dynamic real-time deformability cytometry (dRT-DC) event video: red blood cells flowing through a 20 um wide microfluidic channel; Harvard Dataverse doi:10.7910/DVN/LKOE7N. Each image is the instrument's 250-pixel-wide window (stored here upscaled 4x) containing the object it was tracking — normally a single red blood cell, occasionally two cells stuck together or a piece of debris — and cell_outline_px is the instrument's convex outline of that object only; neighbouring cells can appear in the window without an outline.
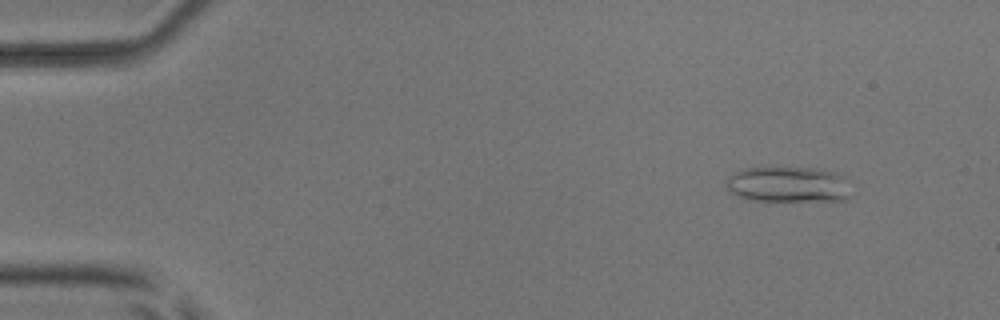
{"species": "common noctule bat (a hibernating species)", "species_latin": "Nyctalus noctula", "temperature_condition": "room temperature", "stored_images_in_passage": 53, "camera_frame_rate_fps": 3000, "um_per_image_px": 0.085, "animal": {"sex": "male", "body_mass_g": 17.9, "forearm_length_mm": 54.2}, "frame": {"image": 1, "passage_image": 6, "time_ms": 1.667, "image_size_px": [1000, 320], "cell_outline_px": [[848, 196], [844, 200], [752, 200], [740, 196], [732, 192], [728, 188], [724, 180], [728, 176], [744, 168], [820, 168], [832, 172], [840, 176], [844, 180]], "centroid_in_image_um": [66.92, 15.67], "position_along_channel_um": 18.1, "area_um2": 25.2}}
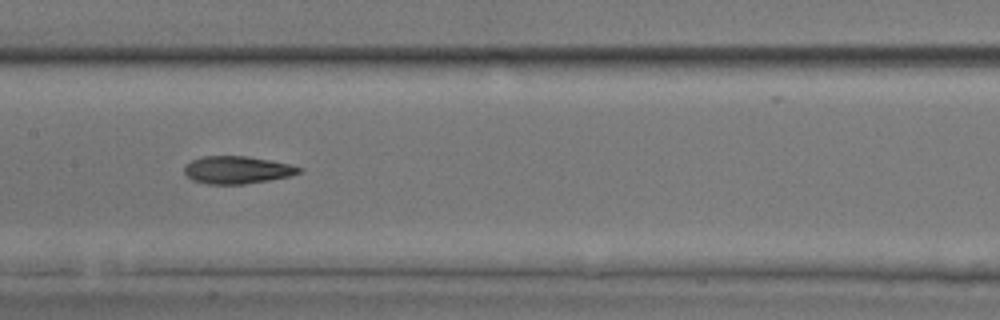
{"frame": {"image": 2, "passage_image": 27, "time_ms": 8.667, "image_size_px": [1000, 320], "cell_outline_px": [[304, 172], [288, 176], [268, 180], [244, 184], [204, 184], [192, 180], [184, 172], [184, 168], [192, 160], [204, 156], [248, 156], [288, 164], [304, 168]], "centroid_in_image_um": [20.17, 14.45], "position_along_channel_um": 187.2, "area_um2": 18.32}}
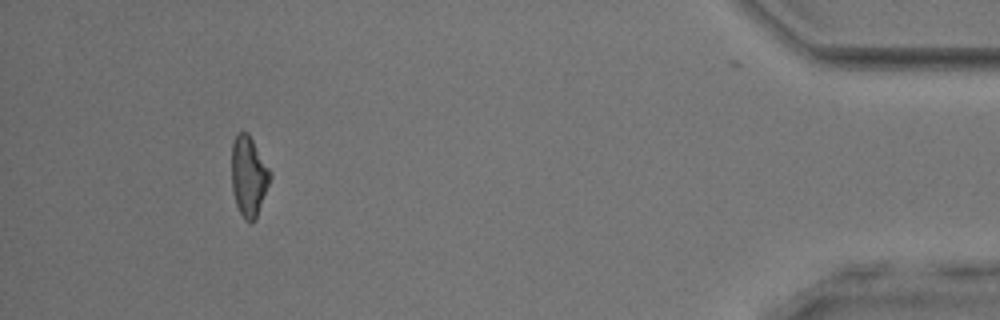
{"frame": {"image": 3, "passage_image": 49, "time_ms": 16.0, "image_size_px": [1000, 320], "cell_outline_px": [[272, 176], [256, 220], [244, 220], [236, 204], [232, 188], [232, 144], [236, 136], [240, 132], [248, 132], [272, 172]], "centroid_in_image_um": [21.16, 14.98], "position_along_channel_um": 414.0, "area_um2": 17.98}, "authors_computed_cell_mechanics": {"area_um2": 18.5538, "velocity_mm_per_s": 3.945, "shape_relaxation_time_tau1_ms": 5.9859, "shape_relaxation_time_tau2_ms": 4.1728, "deformation_change_tau1": 0.1733, "deformation_change_tau2": 0.11}}